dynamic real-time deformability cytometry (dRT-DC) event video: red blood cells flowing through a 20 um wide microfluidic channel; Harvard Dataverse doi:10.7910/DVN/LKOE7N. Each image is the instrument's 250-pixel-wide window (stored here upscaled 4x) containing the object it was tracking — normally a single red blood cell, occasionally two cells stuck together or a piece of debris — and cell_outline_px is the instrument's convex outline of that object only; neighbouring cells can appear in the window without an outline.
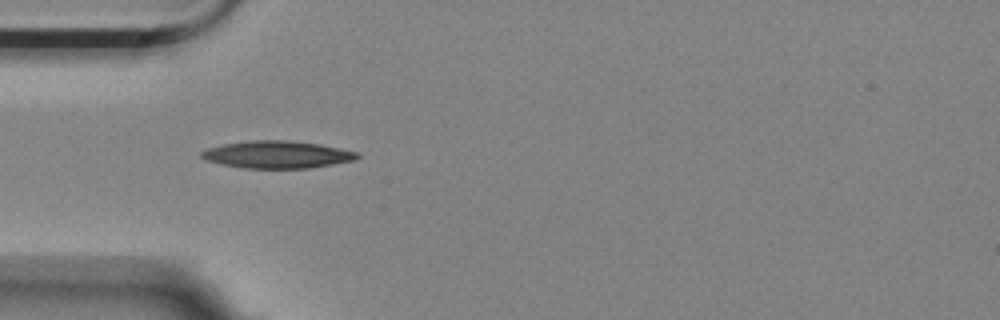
{"species": "Egyptian fruit bat (a non-hibernating species)", "species_latin": "Rousettus aegyptiacus", "temperature_condition": "room temperature", "stored_images_in_passage": 2, "camera_frame_rate_fps": 3000, "um_per_image_px": 0.085, "animal": {"sex": "female"}, "frame": {"image": 1, "passage_image": 1, "time_ms": 0.0, "image_size_px": [1000, 320], "cell_outline_px": [[360, 156], [356, 160], [308, 168], [244, 168], [220, 164], [204, 160], [200, 156], [200, 152], [208, 148], [224, 144], [252, 140], [288, 140], [320, 144], [356, 152]], "centroid_in_image_um": [23.52, 13.14], "position_along_channel_um": 61.5, "area_um2": 24.74}}
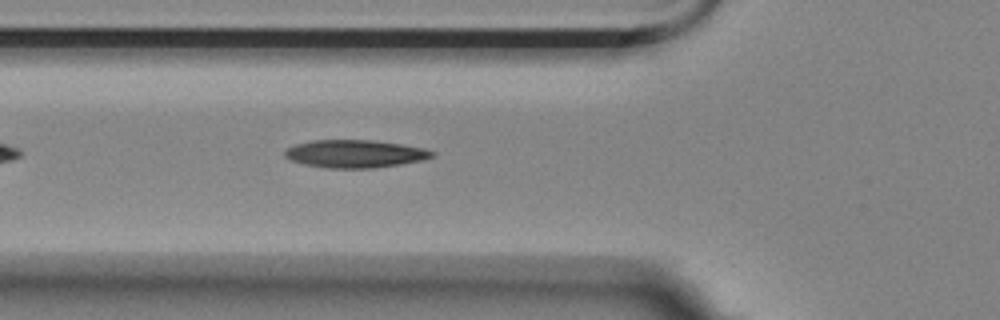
{"frame": {"image": 2, "passage_image": 2, "time_ms": 0.333, "image_size_px": [1000, 320], "cell_outline_px": [[436, 156], [424, 160], [400, 164], [372, 168], [328, 168], [304, 164], [292, 160], [284, 156], [284, 152], [288, 148], [296, 144], [312, 140], [372, 140], [400, 144], [424, 148], [436, 152]], "centroid_in_image_um": [30.21, 13.07], "position_along_channel_um": 95.6, "area_um2": 23.81}}